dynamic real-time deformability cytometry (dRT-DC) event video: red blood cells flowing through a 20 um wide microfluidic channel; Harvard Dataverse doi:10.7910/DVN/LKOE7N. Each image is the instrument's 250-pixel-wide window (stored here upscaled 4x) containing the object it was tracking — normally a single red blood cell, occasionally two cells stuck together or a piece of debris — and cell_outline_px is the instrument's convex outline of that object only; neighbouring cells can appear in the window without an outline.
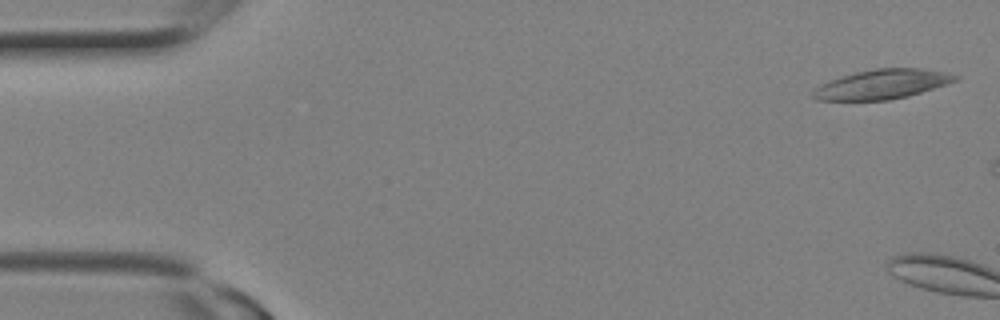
{"species": "Egyptian fruit bat (a non-hibernating species)", "species_latin": "Rousettus aegyptiacus", "temperature_condition": "room temperature", "stored_images_in_passage": 4, "camera_frame_rate_fps": 3000, "um_per_image_px": 0.085, "animal": {"sex": "female"}, "frame": {"image": 1, "passage_image": 1, "time_ms": 0.0, "image_size_px": [1000, 320], "cell_outline_px": [[960, 80], [908, 96], [888, 100], [816, 100], [812, 96], [812, 92], [820, 84], [828, 80], [856, 72], [876, 68], [920, 68], [944, 72], [960, 76]], "centroid_in_image_um": [74.99, 7.16], "position_along_channel_um": 10.0, "area_um2": 24.45}}